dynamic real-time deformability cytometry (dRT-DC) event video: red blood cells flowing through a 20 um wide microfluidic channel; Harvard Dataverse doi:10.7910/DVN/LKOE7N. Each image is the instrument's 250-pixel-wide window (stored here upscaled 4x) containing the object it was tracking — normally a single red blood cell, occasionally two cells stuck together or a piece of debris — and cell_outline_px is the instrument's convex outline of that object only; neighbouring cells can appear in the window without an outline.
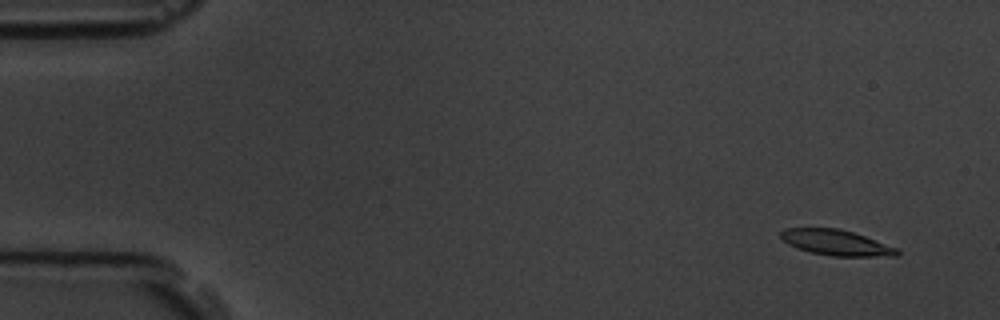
{"species": "common noctule bat (a hibernating species)", "species_latin": "Nyctalus noctula", "temperature_condition": "room temperature", "stored_images_in_passage": 4, "camera_frame_rate_fps": 3000, "um_per_image_px": 0.085, "animal": {"sex": "male", "body_mass_g": 19.5, "forearm_length_mm": 54.6}, "frame": {"image": 1, "passage_image": 1, "time_ms": 0.0, "image_size_px": [1000, 320], "cell_outline_px": [[900, 252], [896, 256], [832, 256], [812, 252], [796, 248], [788, 244], [780, 236], [780, 232], [784, 228], [840, 228], [864, 236], [896, 248]], "centroid_in_image_um": [71.04, 20.62], "position_along_channel_um": 14.0, "area_um2": 17.11}}
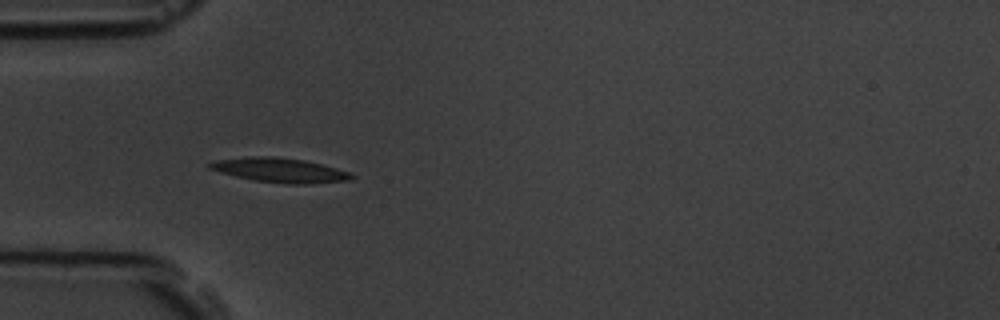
{"frame": {"image": 2, "passage_image": 4, "time_ms": 4.333, "image_size_px": [1000, 320], "cell_outline_px": [[356, 176], [352, 180], [312, 184], [288, 184], [252, 180], [220, 172], [208, 168], [208, 164], [216, 160], [248, 156], [276, 156], [304, 160], [336, 168], [348, 172]], "centroid_in_image_um": [23.8, 14.47], "position_along_channel_um": 61.2, "area_um2": 20.29}}